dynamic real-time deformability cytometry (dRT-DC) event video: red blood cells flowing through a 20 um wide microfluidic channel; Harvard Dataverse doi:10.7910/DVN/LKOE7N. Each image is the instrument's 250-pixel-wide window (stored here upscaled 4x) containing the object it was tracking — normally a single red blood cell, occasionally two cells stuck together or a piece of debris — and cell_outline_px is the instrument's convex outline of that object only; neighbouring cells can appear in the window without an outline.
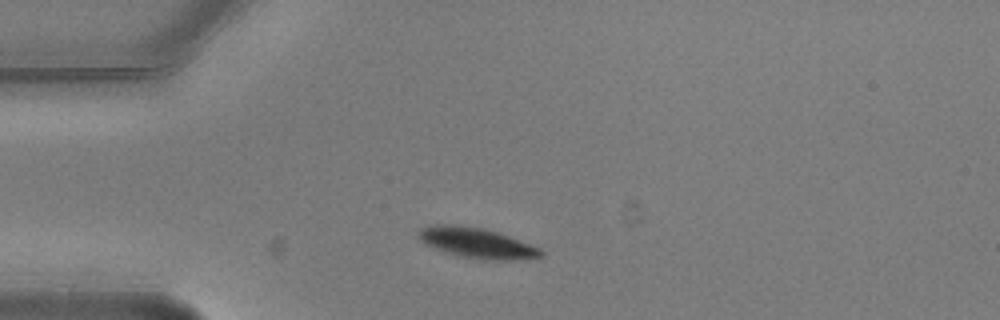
{"species": "common noctule bat (a hibernating species)", "species_latin": "Nyctalus noctula", "temperature_condition": "warm", "stored_images_in_passage": 12, "camera_frame_rate_fps": 3000, "um_per_image_px": 0.085, "animal": {"sex": "male", "body_mass_g": 20.5, "forearm_length_mm": 52.5}, "frame": {"image": 1, "passage_image": 1, "time_ms": 0.0, "image_size_px": [1000, 320], "cell_outline_px": [[544, 256], [516, 260], [484, 260], [460, 256], [436, 248], [420, 240], [416, 236], [420, 228], [436, 224], [456, 224], [484, 228], [508, 236], [540, 248], [544, 252]], "centroid_in_image_um": [40.54, 20.64], "position_along_channel_um": 44.5, "area_um2": 21.5}}
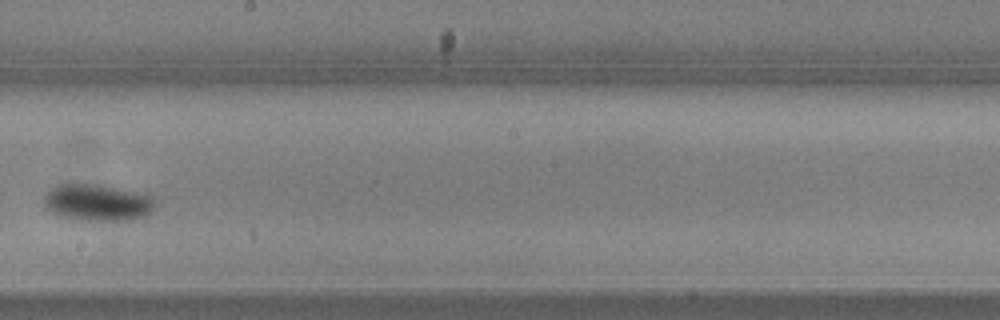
{"frame": {"image": 2, "passage_image": 6, "time_ms": 1.667, "image_size_px": [1000, 320], "cell_outline_px": [[156, 208], [144, 216], [128, 220], [80, 220], [64, 216], [52, 212], [44, 204], [44, 196], [56, 184], [64, 180], [76, 180], [100, 184], [144, 192], [152, 196], [156, 200]], "centroid_in_image_um": [8.3, 17.13], "position_along_channel_um": 239.9, "area_um2": 24.8}}
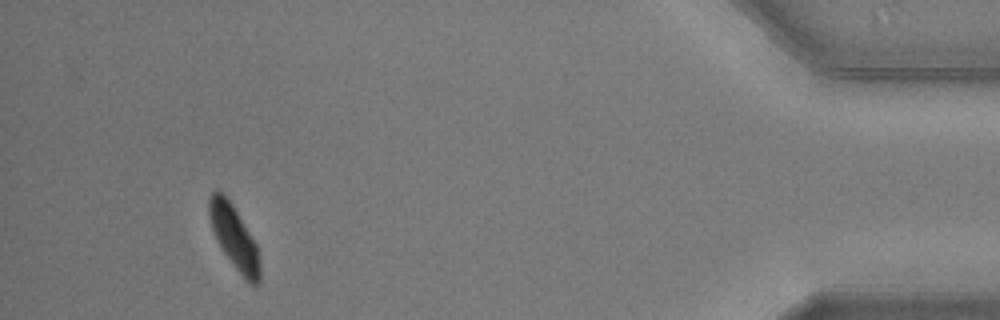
{"frame": {"image": 3, "passage_image": 11, "time_ms": 3.333, "image_size_px": [1000, 320], "cell_outline_px": [[260, 280], [256, 284], [252, 284], [244, 280], [232, 264], [216, 240], [208, 216], [208, 200], [212, 192], [220, 192], [232, 204], [256, 244], [260, 264]], "centroid_in_image_um": [19.89, 20.21], "position_along_channel_um": 415.3, "area_um2": 18.44}}